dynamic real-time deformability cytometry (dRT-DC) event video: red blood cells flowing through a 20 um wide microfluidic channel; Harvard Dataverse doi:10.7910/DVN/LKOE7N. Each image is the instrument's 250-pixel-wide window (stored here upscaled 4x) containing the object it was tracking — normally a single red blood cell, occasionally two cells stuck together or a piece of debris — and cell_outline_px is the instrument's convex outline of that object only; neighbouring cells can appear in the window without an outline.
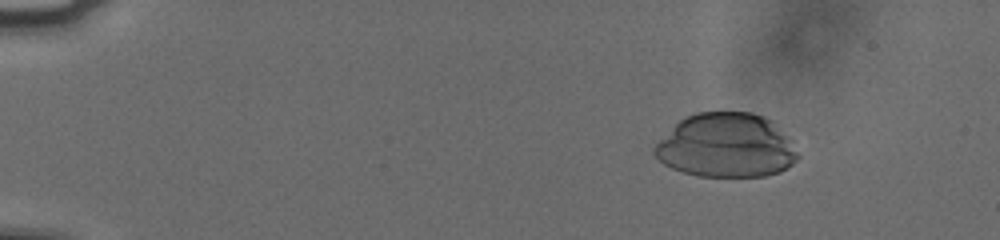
{"species": "human", "species_latin": "Homo sapiens", "temperature_condition": "cold", "stored_images_in_passage": 55, "camera_frame_rate_fps": 3000, "um_per_image_px": 0.085, "donor": {"sex": "male"}, "frame": {"image": 1, "passage_image": 7, "time_ms": 2.0, "image_size_px": [1000, 240], "cell_outline_px": [[800, 156], [792, 164], [780, 172], [764, 176], [700, 176], [684, 172], [672, 168], [664, 164], [652, 152], [652, 148], [680, 120], [696, 112], [752, 112], [764, 116], [772, 120], [788, 136]], "centroid_in_image_um": [61.76, 12.37], "position_along_channel_um": 23.2, "area_um2": 53.47}}
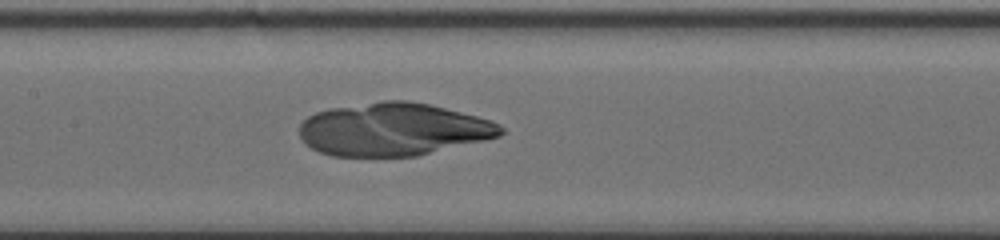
{"frame": {"image": 2, "passage_image": 28, "time_ms": 9.0, "image_size_px": [1000, 240], "cell_outline_px": [[504, 132], [500, 136], [484, 140], [416, 156], [332, 156], [320, 152], [312, 148], [300, 136], [300, 124], [308, 116], [316, 112], [328, 108], [384, 100], [408, 100], [428, 104], [476, 116], [500, 124], [504, 128]], "centroid_in_image_um": [33.41, 10.99], "position_along_channel_um": 174.0, "area_um2": 61.73}}
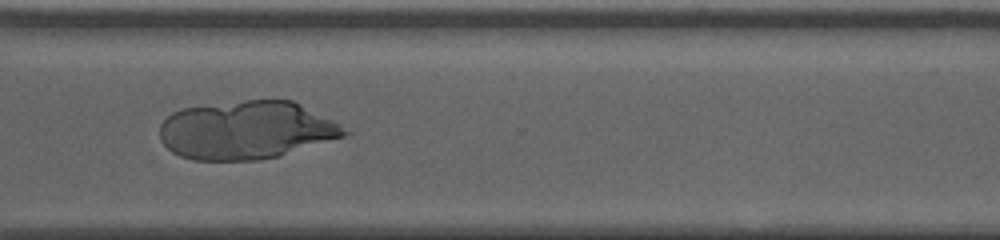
{"frame": {"image": 3, "passage_image": 42, "time_ms": 13.667, "image_size_px": [1000, 240], "cell_outline_px": [[352, 132], [348, 136], [280, 156], [256, 160], [192, 160], [180, 156], [172, 152], [160, 140], [160, 124], [172, 112], [184, 108], [244, 100], [292, 100], [340, 124]], "centroid_in_image_um": [20.97, 11.07], "position_along_channel_um": 349.6, "area_um2": 62.77}}